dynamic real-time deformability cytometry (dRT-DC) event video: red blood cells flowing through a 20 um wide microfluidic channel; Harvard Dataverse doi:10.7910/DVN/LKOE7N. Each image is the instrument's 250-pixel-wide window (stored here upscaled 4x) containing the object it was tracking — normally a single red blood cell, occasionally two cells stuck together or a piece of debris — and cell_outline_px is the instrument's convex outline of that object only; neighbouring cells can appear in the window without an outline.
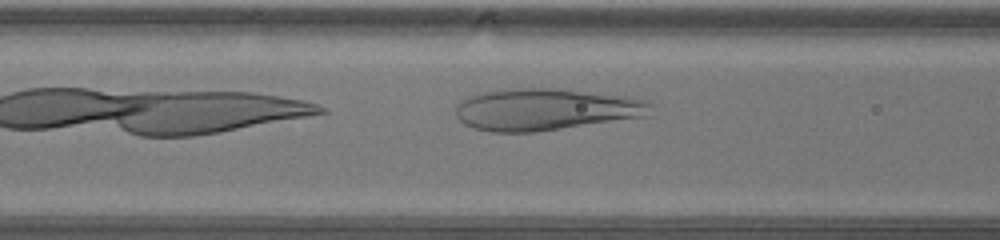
{"species": "human", "species_latin": "Homo sapiens", "temperature_condition": "warm", "stored_images_in_passage": 25, "camera_frame_rate_fps": 3000, "um_per_image_px": 0.085, "donor": {"sex": "male"}, "frame": {"image": 1, "passage_image": 5, "time_ms": 1.333, "image_size_px": [1000, 240], "cell_outline_px": [[656, 104], [652, 116], [536, 132], [488, 132], [472, 128], [464, 124], [456, 116], [456, 104], [460, 100], [468, 96], [484, 92], [512, 88], [556, 88], [624, 96], [644, 100]], "centroid_in_image_um": [46.43, 9.31], "position_along_channel_um": 120.2, "area_um2": 48.26}}
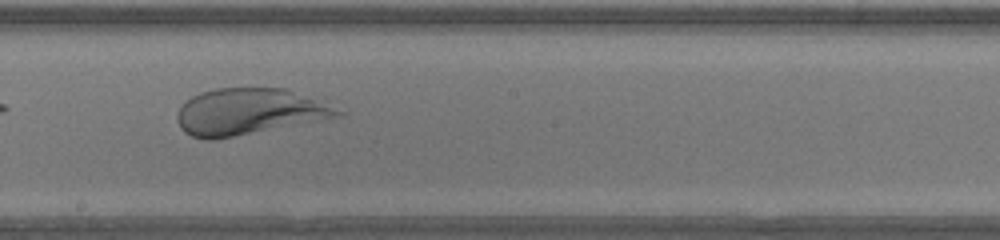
{"frame": {"image": 2, "passage_image": 12, "time_ms": 3.667, "image_size_px": [1000, 240], "cell_outline_px": [[348, 112], [340, 116], [212, 140], [208, 140], [192, 136], [184, 132], [180, 128], [176, 120], [176, 112], [192, 96], [200, 92], [216, 88], [288, 88]], "centroid_in_image_um": [21.14, 9.48], "position_along_channel_um": 227.1, "area_um2": 43.06}}
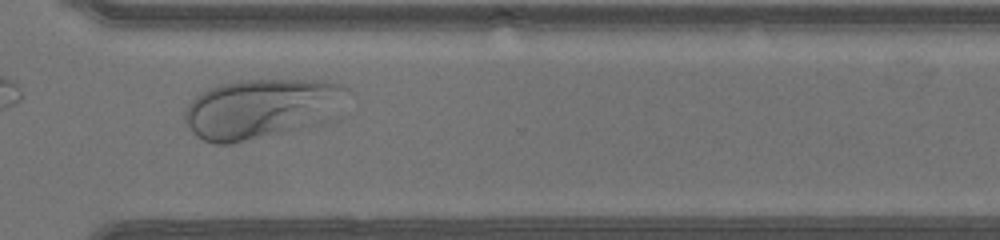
{"frame": {"image": 3, "passage_image": 20, "time_ms": 6.333, "image_size_px": [1000, 240], "cell_outline_px": [[352, 92], [288, 128], [232, 144], [216, 144], [204, 140], [196, 136], [192, 132], [184, 120], [184, 112], [188, 104], [200, 92], [208, 88], [220, 84], [236, 80], [324, 80], [340, 84], [348, 88]], "centroid_in_image_um": [21.84, 9.14], "position_along_channel_um": 348.8, "area_um2": 52.31}}